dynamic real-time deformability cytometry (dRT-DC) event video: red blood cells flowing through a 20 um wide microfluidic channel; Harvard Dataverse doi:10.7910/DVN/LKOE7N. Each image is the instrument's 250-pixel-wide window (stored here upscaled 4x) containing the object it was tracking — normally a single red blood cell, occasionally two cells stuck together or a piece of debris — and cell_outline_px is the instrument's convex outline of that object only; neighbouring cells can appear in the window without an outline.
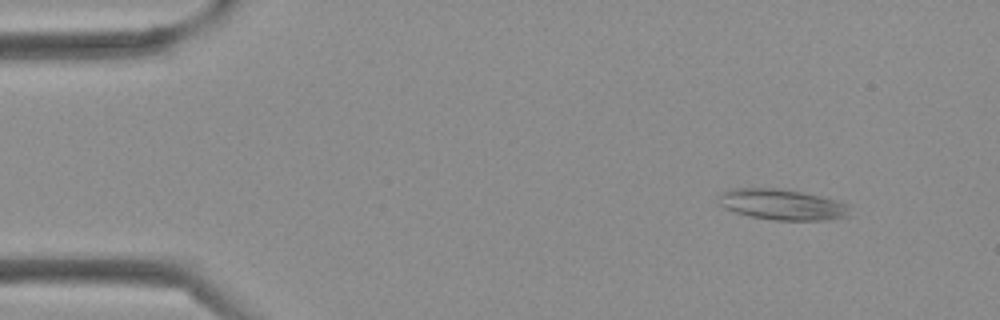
{"species": "Egyptian fruit bat (a non-hibernating species)", "species_latin": "Rousettus aegyptiacus", "temperature_condition": "cold", "stored_images_in_passage": 40, "camera_frame_rate_fps": 3000, "um_per_image_px": 0.085, "frame": {"image": 1, "passage_image": 4, "time_ms": 1.0, "image_size_px": [1000, 320], "cell_outline_px": [[848, 216], [828, 220], [776, 220], [748, 216], [724, 208], [720, 204], [716, 196], [720, 192], [728, 188], [776, 188], [800, 192], [820, 196], [848, 204]], "centroid_in_image_um": [66.4, 17.38], "position_along_channel_um": 18.6, "area_um2": 23.52}}
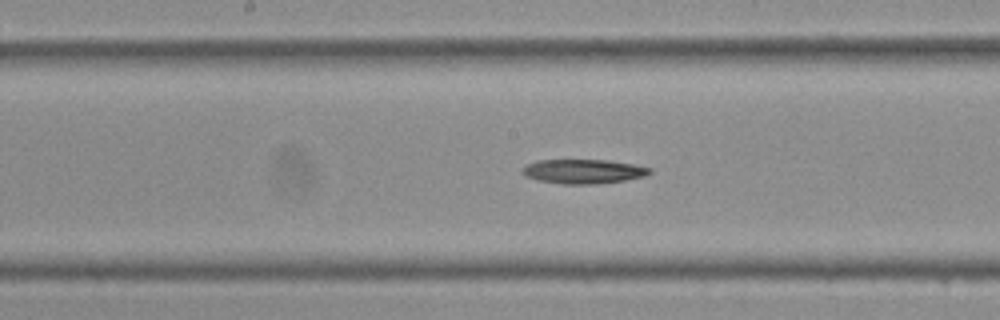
{"frame": {"image": 2, "passage_image": 20, "time_ms": 6.333, "image_size_px": [1000, 320], "cell_outline_px": [[652, 172], [648, 176], [624, 180], [596, 184], [564, 184], [536, 180], [524, 176], [520, 172], [528, 164], [536, 160], [608, 160], [632, 164], [652, 168]], "centroid_in_image_um": [49.59, 14.57], "position_along_channel_um": 198.6, "area_um2": 18.15}}
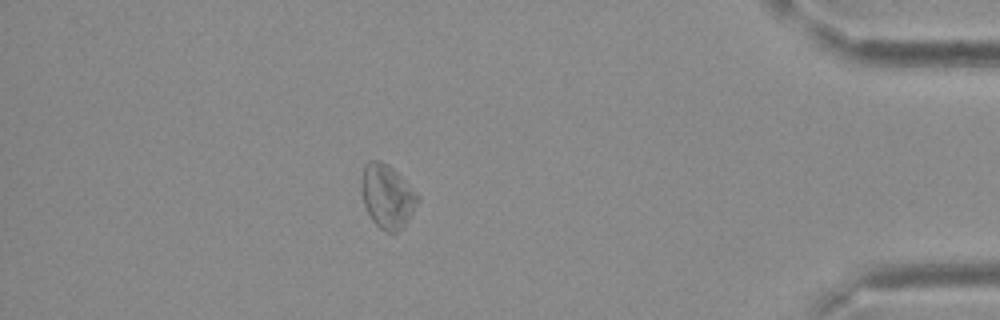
{"frame": {"image": 3, "passage_image": 35, "time_ms": 11.333, "image_size_px": [1000, 320], "cell_outline_px": [[420, 200], [408, 220], [396, 232], [384, 232], [372, 220], [364, 204], [360, 184], [360, 176], [364, 164], [368, 160], [380, 160], [388, 164], [420, 196]], "centroid_in_image_um": [32.89, 16.65], "position_along_channel_um": 402.3, "area_um2": 20.92}}